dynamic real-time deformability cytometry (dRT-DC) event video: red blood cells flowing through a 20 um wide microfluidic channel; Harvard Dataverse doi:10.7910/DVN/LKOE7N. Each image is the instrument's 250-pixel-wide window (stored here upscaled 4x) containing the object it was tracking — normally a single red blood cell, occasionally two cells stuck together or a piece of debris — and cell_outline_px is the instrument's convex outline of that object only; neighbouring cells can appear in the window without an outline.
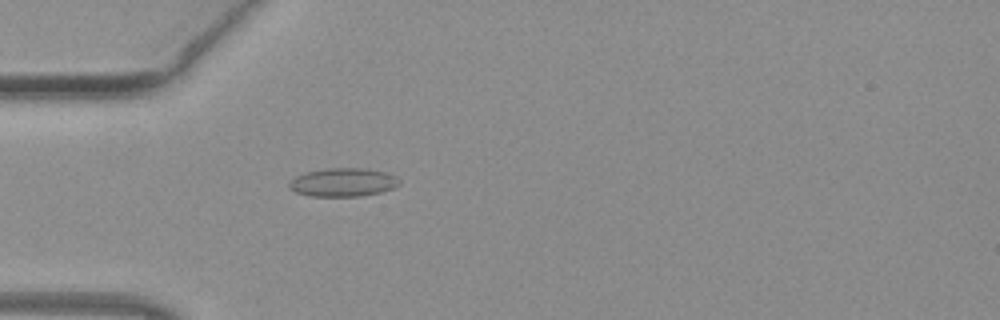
{"species": "common noctule bat (a hibernating species)", "species_latin": "Nyctalus noctula", "temperature_condition": "warm", "stored_images_in_passage": 42, "camera_frame_rate_fps": 3000, "um_per_image_px": 0.085, "animal": {"sex": "female", "body_mass_g": 19.3, "forearm_length_mm": 54.1}, "frame": {"image": 1, "passage_image": 7, "time_ms": 2.0, "image_size_px": [1000, 320], "cell_outline_px": [[400, 184], [392, 188], [380, 192], [360, 196], [312, 196], [296, 192], [288, 188], [288, 184], [296, 176], [304, 172], [328, 168], [368, 168], [388, 172], [396, 176], [400, 180]], "centroid_in_image_um": [29.18, 15.48], "position_along_channel_um": 55.8, "area_um2": 18.38}}
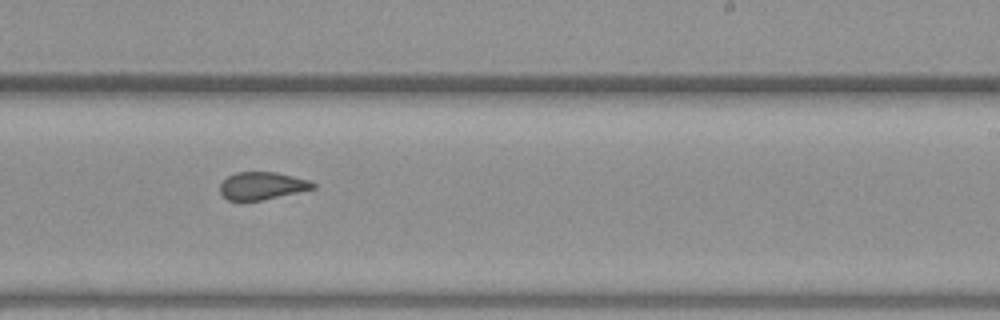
{"frame": {"image": 2, "passage_image": 23, "time_ms": 7.333, "image_size_px": [1000, 320], "cell_outline_px": [[316, 188], [260, 200], [240, 204], [228, 200], [220, 192], [220, 184], [228, 176], [236, 172], [276, 172], [308, 180], [316, 184]], "centroid_in_image_um": [22.22, 15.82], "position_along_channel_um": 266.8, "area_um2": 15.14}}
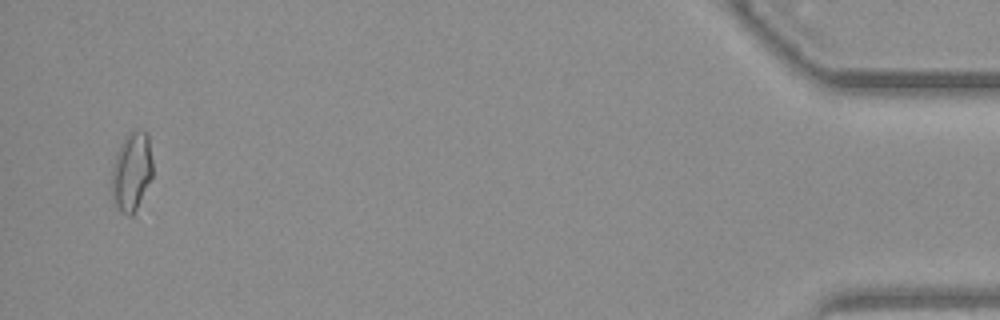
{"frame": {"image": 3, "passage_image": 41, "time_ms": 13.333, "image_size_px": [1000, 320], "cell_outline_px": [[152, 176], [132, 216], [128, 216], [120, 212], [116, 204], [112, 192], [112, 164], [116, 152], [124, 136], [128, 132], [136, 128], [144, 128], [148, 132], [152, 160]], "centroid_in_image_um": [11.19, 14.48], "position_along_channel_um": 424.0, "area_um2": 19.02}}